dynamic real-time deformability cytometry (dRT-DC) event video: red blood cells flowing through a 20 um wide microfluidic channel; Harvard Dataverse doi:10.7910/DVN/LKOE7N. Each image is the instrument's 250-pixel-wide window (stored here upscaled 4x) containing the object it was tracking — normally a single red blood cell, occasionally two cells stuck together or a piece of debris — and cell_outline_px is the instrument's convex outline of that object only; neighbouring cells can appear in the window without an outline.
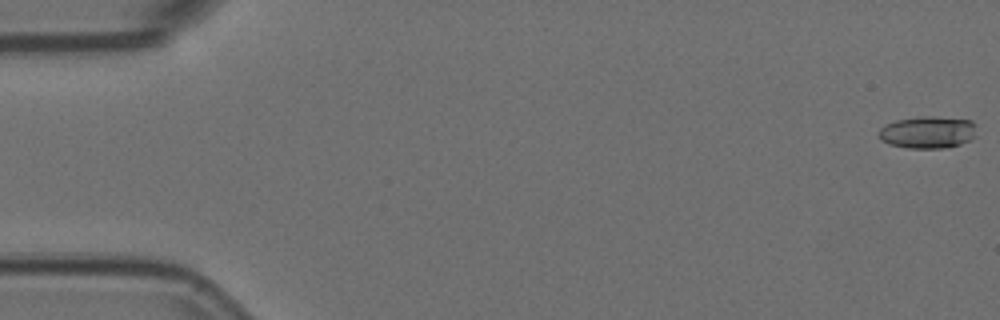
{"species": "Egyptian fruit bat (a non-hibernating species)", "species_latin": "Rousettus aegyptiacus", "temperature_condition": "room temperature", "stored_images_in_passage": 57, "camera_frame_rate_fps": 3000, "um_per_image_px": 0.085, "animal": {"sex": "female"}, "frame": {"image": 1, "passage_image": 1, "time_ms": 0.0, "image_size_px": [1000, 320], "cell_outline_px": [[976, 136], [960, 144], [944, 148], [908, 148], [888, 144], [880, 140], [880, 128], [896, 120], [924, 116], [932, 116], [972, 120], [976, 124]], "centroid_in_image_um": [78.89, 11.24], "position_along_channel_um": 6.1, "area_um2": 18.32}}
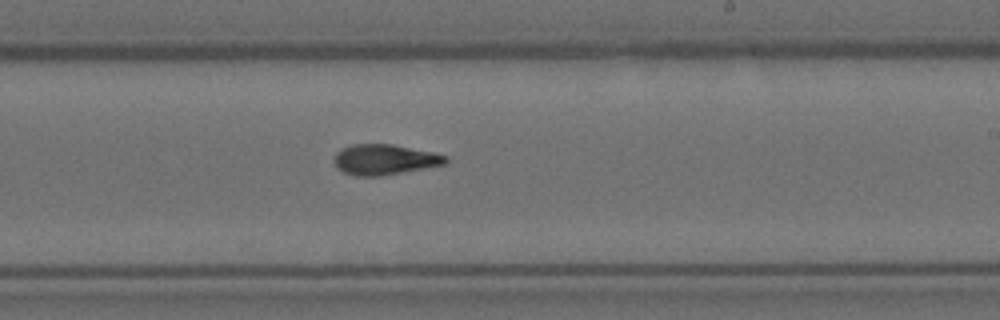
{"frame": {"image": 2, "passage_image": 34, "time_ms": 11.0, "image_size_px": [1000, 320], "cell_outline_px": [[448, 164], [380, 176], [356, 176], [344, 172], [332, 160], [336, 152], [340, 148], [352, 144], [392, 144], [432, 152], [448, 156]], "centroid_in_image_um": [32.7, 13.55], "position_along_channel_um": 256.3, "area_um2": 19.83}}
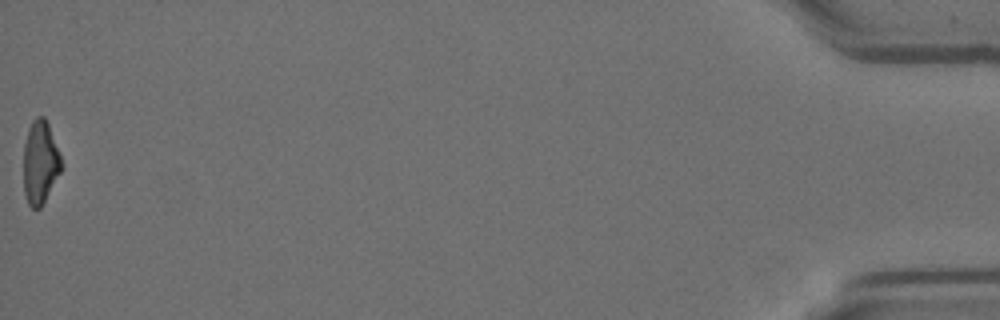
{"frame": {"image": 3, "passage_image": 57, "time_ms": 18.667, "image_size_px": [1000, 320], "cell_outline_px": [[64, 164], [60, 172], [40, 208], [32, 208], [28, 204], [24, 192], [24, 144], [28, 128], [32, 120], [36, 116], [44, 116], [48, 124]], "centroid_in_image_um": [3.42, 13.77], "position_along_channel_um": 431.8, "area_um2": 18.26}, "authors_computed_cell_mechanics": {"area_um2": 19.074, "velocity_mm_per_s": 3.6303, "shape_relaxation_time_tau1_ms": 7.3826, "shape_relaxation_time_tau2_ms": 4.3247, "deformation_change_tau1": 0.2219, "deformation_change_tau2": 0.1198}}